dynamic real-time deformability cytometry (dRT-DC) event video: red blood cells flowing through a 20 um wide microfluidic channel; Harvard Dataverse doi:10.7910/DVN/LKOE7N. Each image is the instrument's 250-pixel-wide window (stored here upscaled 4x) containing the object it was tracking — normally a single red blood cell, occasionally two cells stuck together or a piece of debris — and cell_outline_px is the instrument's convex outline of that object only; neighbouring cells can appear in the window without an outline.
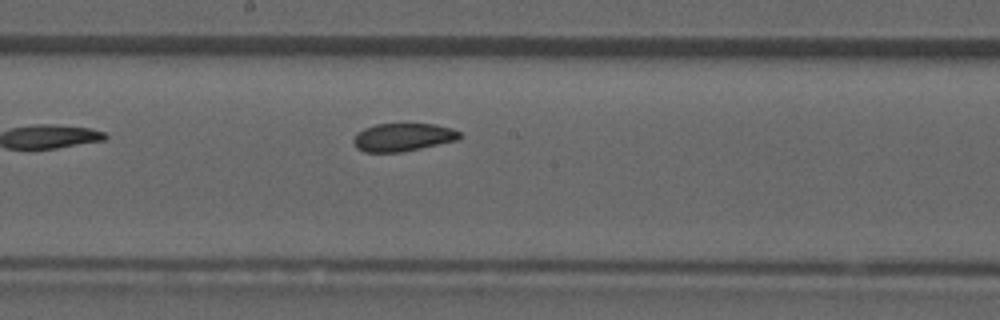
{"species": "common noctule bat (a hibernating species)", "species_latin": "Nyctalus noctula", "temperature_condition": "room temperature", "stored_images_in_passage": 8, "camera_frame_rate_fps": 3000, "um_per_image_px": 0.085, "animal": {"sex": "male", "forearm_length_mm": 52.5}, "frame": {"image": 1, "passage_image": 8, "time_ms": 2.333, "image_size_px": [1000, 320], "cell_outline_px": [[460, 140], [400, 152], [364, 152], [356, 148], [352, 140], [364, 128], [376, 124], [436, 124], [452, 128], [460, 132]], "centroid_in_image_um": [34.27, 11.66], "position_along_channel_um": 213.9, "area_um2": 17.28}}